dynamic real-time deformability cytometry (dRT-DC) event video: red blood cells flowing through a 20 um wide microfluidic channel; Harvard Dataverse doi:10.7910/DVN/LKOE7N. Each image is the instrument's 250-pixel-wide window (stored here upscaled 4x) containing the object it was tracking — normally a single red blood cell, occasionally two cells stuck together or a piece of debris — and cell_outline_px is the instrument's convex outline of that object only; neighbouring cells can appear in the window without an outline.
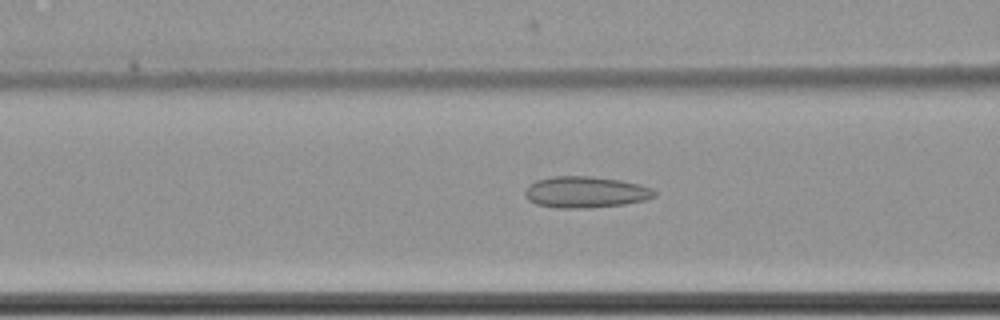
{"species": "common noctule bat (a hibernating species)", "species_latin": "Nyctalus noctula", "temperature_condition": "cold", "stored_images_in_passage": 45, "camera_frame_rate_fps": 3000, "um_per_image_px": 0.085, "animal": {"sex": "female", "body_mass_g": 22.7, "forearm_length_mm": 54.2}, "frame": {"image": 1, "passage_image": 10, "time_ms": 3.0, "image_size_px": [1000, 320], "cell_outline_px": [[656, 196], [644, 200], [624, 204], [592, 208], [556, 208], [536, 204], [528, 200], [524, 196], [524, 192], [528, 184], [536, 180], [552, 176], [592, 176], [620, 180], [640, 184], [652, 188], [656, 192]], "centroid_in_image_um": [49.74, 16.33], "position_along_channel_um": 116.9, "area_um2": 23.93}}
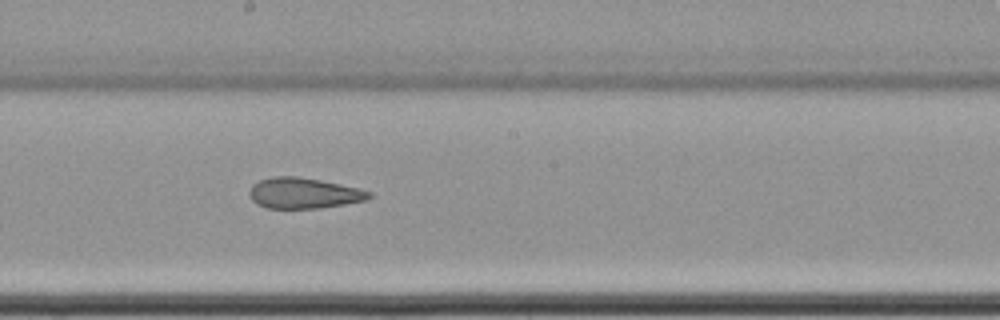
{"frame": {"image": 2, "passage_image": 19, "time_ms": 6.0, "image_size_px": [1000, 320], "cell_outline_px": [[372, 196], [368, 200], [320, 208], [268, 208], [256, 204], [248, 196], [248, 192], [252, 184], [260, 180], [272, 176], [296, 176], [320, 180], [340, 184], [372, 192]], "centroid_in_image_um": [25.78, 16.42], "position_along_channel_um": 222.4, "area_um2": 21.5}}
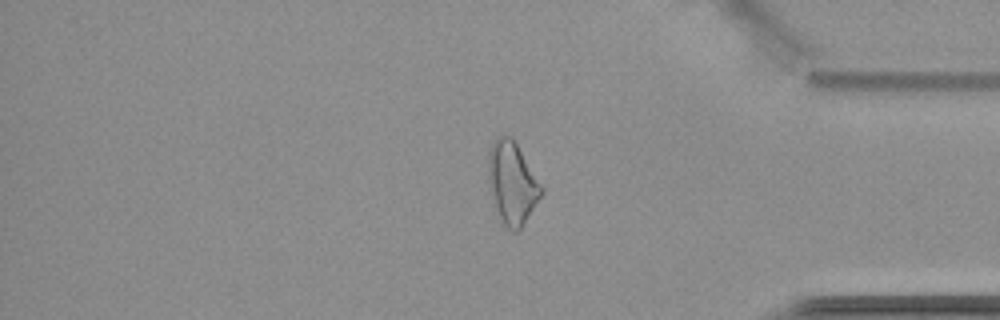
{"frame": {"image": 3, "passage_image": 35, "time_ms": 11.333, "image_size_px": [1000, 320], "cell_outline_px": [[544, 192], [520, 228], [516, 232], [512, 232], [504, 224], [496, 212], [488, 184], [488, 152], [492, 144], [504, 132], [512, 136], [544, 188]], "centroid_in_image_um": [43.52, 15.52], "position_along_channel_um": 391.7, "area_um2": 25.55}, "authors_computed_cell_mechanics": {"area_um2": 23.698, "velocity_mm_per_s": 3.5197, "shape_relaxation_time_tau1_ms": null, "shape_relaxation_time_tau2_ms": 2.4146, "deformation_change_tau1": null, "deformation_change_tau2": 0.1046}}